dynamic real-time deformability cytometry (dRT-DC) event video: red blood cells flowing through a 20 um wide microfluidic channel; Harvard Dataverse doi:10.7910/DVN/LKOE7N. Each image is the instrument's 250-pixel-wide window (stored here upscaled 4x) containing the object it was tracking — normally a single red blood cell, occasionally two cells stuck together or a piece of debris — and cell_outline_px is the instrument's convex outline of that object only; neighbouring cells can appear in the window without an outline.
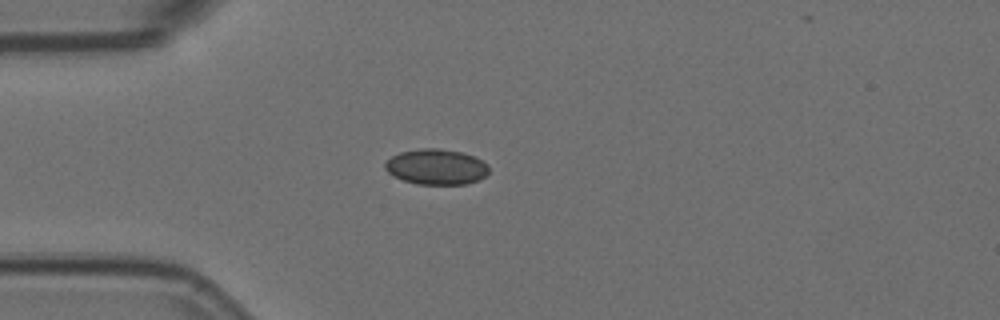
{"species": "Egyptian fruit bat (a non-hibernating species)", "species_latin": "Rousettus aegyptiacus", "temperature_condition": "room temperature", "stored_images_in_passage": 2, "camera_frame_rate_fps": 3000, "um_per_image_px": 0.085, "animal": {"sex": "female"}, "frame": {"image": 1, "passage_image": 1, "time_ms": 0.0, "image_size_px": [1000, 320], "cell_outline_px": [[488, 172], [484, 176], [468, 184], [416, 184], [404, 180], [388, 172], [384, 168], [384, 164], [392, 156], [400, 152], [420, 148], [440, 148], [460, 152], [476, 156], [488, 164]], "centroid_in_image_um": [37.1, 14.17], "position_along_channel_um": 47.9, "area_um2": 21.44}}